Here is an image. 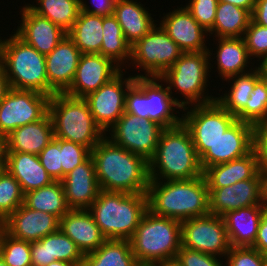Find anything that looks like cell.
Masks as SVG:
<instances>
[{"label":"cell","instance_id":"6da1fadb","mask_svg":"<svg viewBox=\"0 0 267 266\" xmlns=\"http://www.w3.org/2000/svg\"><path fill=\"white\" fill-rule=\"evenodd\" d=\"M100 190L147 193L149 163L112 142L106 135L91 150Z\"/></svg>","mask_w":267,"mask_h":266},{"label":"cell","instance_id":"7a4b0ae2","mask_svg":"<svg viewBox=\"0 0 267 266\" xmlns=\"http://www.w3.org/2000/svg\"><path fill=\"white\" fill-rule=\"evenodd\" d=\"M146 195L148 210L160 217L183 221L210 214L204 175L191 180H149Z\"/></svg>","mask_w":267,"mask_h":266},{"label":"cell","instance_id":"3957f363","mask_svg":"<svg viewBox=\"0 0 267 266\" xmlns=\"http://www.w3.org/2000/svg\"><path fill=\"white\" fill-rule=\"evenodd\" d=\"M148 163L150 180H191L203 175L200 158L183 123L163 129Z\"/></svg>","mask_w":267,"mask_h":266},{"label":"cell","instance_id":"277c9868","mask_svg":"<svg viewBox=\"0 0 267 266\" xmlns=\"http://www.w3.org/2000/svg\"><path fill=\"white\" fill-rule=\"evenodd\" d=\"M88 210L107 240H130L148 211L147 195L100 190Z\"/></svg>","mask_w":267,"mask_h":266},{"label":"cell","instance_id":"5b68a950","mask_svg":"<svg viewBox=\"0 0 267 266\" xmlns=\"http://www.w3.org/2000/svg\"><path fill=\"white\" fill-rule=\"evenodd\" d=\"M212 77L210 75L207 51L183 53L160 76L175 101L183 109L193 105L208 104L216 100V96L212 95L213 93L215 94V91L211 93L208 88V85L212 87L209 81ZM175 94H178V96ZM178 97L183 98L180 99Z\"/></svg>","mask_w":267,"mask_h":266},{"label":"cell","instance_id":"8992f818","mask_svg":"<svg viewBox=\"0 0 267 266\" xmlns=\"http://www.w3.org/2000/svg\"><path fill=\"white\" fill-rule=\"evenodd\" d=\"M130 242L139 264L174 261L181 248V221L160 217L148 210Z\"/></svg>","mask_w":267,"mask_h":266},{"label":"cell","instance_id":"52a82bcc","mask_svg":"<svg viewBox=\"0 0 267 266\" xmlns=\"http://www.w3.org/2000/svg\"><path fill=\"white\" fill-rule=\"evenodd\" d=\"M48 113L53 124L54 138L81 144L91 151L105 136L84 98L56 93L49 99Z\"/></svg>","mask_w":267,"mask_h":266},{"label":"cell","instance_id":"ba28073f","mask_svg":"<svg viewBox=\"0 0 267 266\" xmlns=\"http://www.w3.org/2000/svg\"><path fill=\"white\" fill-rule=\"evenodd\" d=\"M11 32L0 42V59L10 88L48 95L45 55Z\"/></svg>","mask_w":267,"mask_h":266},{"label":"cell","instance_id":"9c48e42d","mask_svg":"<svg viewBox=\"0 0 267 266\" xmlns=\"http://www.w3.org/2000/svg\"><path fill=\"white\" fill-rule=\"evenodd\" d=\"M179 110L183 108L160 77L136 76L126 92L125 112L154 121L164 129L182 123Z\"/></svg>","mask_w":267,"mask_h":266},{"label":"cell","instance_id":"30bf717a","mask_svg":"<svg viewBox=\"0 0 267 266\" xmlns=\"http://www.w3.org/2000/svg\"><path fill=\"white\" fill-rule=\"evenodd\" d=\"M184 52L169 37L158 23L141 39L131 46V59L125 70L139 72L134 77H160ZM132 64V65H131ZM131 66V67H130ZM128 68V69H127ZM144 73H143V72Z\"/></svg>","mask_w":267,"mask_h":266},{"label":"cell","instance_id":"8fae6325","mask_svg":"<svg viewBox=\"0 0 267 266\" xmlns=\"http://www.w3.org/2000/svg\"><path fill=\"white\" fill-rule=\"evenodd\" d=\"M182 123L188 129L200 158L236 120L216 100L184 108ZM184 113V114H183Z\"/></svg>","mask_w":267,"mask_h":266},{"label":"cell","instance_id":"7c38bea8","mask_svg":"<svg viewBox=\"0 0 267 266\" xmlns=\"http://www.w3.org/2000/svg\"><path fill=\"white\" fill-rule=\"evenodd\" d=\"M163 129L154 121L124 112L105 135L115 144L149 162L156 152Z\"/></svg>","mask_w":267,"mask_h":266},{"label":"cell","instance_id":"4fadbf2b","mask_svg":"<svg viewBox=\"0 0 267 266\" xmlns=\"http://www.w3.org/2000/svg\"><path fill=\"white\" fill-rule=\"evenodd\" d=\"M181 246L225 258L231 245L222 216L208 214L181 221Z\"/></svg>","mask_w":267,"mask_h":266},{"label":"cell","instance_id":"5bb4252c","mask_svg":"<svg viewBox=\"0 0 267 266\" xmlns=\"http://www.w3.org/2000/svg\"><path fill=\"white\" fill-rule=\"evenodd\" d=\"M49 99L35 91L10 88L0 103V137L42 119L48 113Z\"/></svg>","mask_w":267,"mask_h":266},{"label":"cell","instance_id":"9a60e30c","mask_svg":"<svg viewBox=\"0 0 267 266\" xmlns=\"http://www.w3.org/2000/svg\"><path fill=\"white\" fill-rule=\"evenodd\" d=\"M127 74L124 75V74ZM129 75V76H128ZM135 81L131 73L122 69L98 90L89 93L84 99L88 102L95 122L106 133L125 112L126 92Z\"/></svg>","mask_w":267,"mask_h":266},{"label":"cell","instance_id":"2e32d148","mask_svg":"<svg viewBox=\"0 0 267 266\" xmlns=\"http://www.w3.org/2000/svg\"><path fill=\"white\" fill-rule=\"evenodd\" d=\"M172 8L167 14L165 12L163 16L160 14V22L157 19L169 37L184 53L207 51L211 45L208 32L192 17L183 4Z\"/></svg>","mask_w":267,"mask_h":266},{"label":"cell","instance_id":"e0dca14e","mask_svg":"<svg viewBox=\"0 0 267 266\" xmlns=\"http://www.w3.org/2000/svg\"><path fill=\"white\" fill-rule=\"evenodd\" d=\"M253 150V125L235 120L200 157L203 172L213 165L242 158Z\"/></svg>","mask_w":267,"mask_h":266},{"label":"cell","instance_id":"ac0fdd59","mask_svg":"<svg viewBox=\"0 0 267 266\" xmlns=\"http://www.w3.org/2000/svg\"><path fill=\"white\" fill-rule=\"evenodd\" d=\"M211 41L216 44L214 45L216 47L214 49L208 47L207 50L210 73L212 72L211 75H213V71L217 72L218 75L215 78H220L222 84L225 83L224 80L250 72L256 67L248 55L243 37L213 38ZM214 59L216 60L213 61Z\"/></svg>","mask_w":267,"mask_h":266},{"label":"cell","instance_id":"d6986e66","mask_svg":"<svg viewBox=\"0 0 267 266\" xmlns=\"http://www.w3.org/2000/svg\"><path fill=\"white\" fill-rule=\"evenodd\" d=\"M122 68L112 59L98 53L82 54L66 95L84 98L115 77Z\"/></svg>","mask_w":267,"mask_h":266},{"label":"cell","instance_id":"ffe728a7","mask_svg":"<svg viewBox=\"0 0 267 266\" xmlns=\"http://www.w3.org/2000/svg\"><path fill=\"white\" fill-rule=\"evenodd\" d=\"M20 20L12 31L40 54L48 55L67 35L62 28L33 12L26 4L20 6ZM20 25V26H19Z\"/></svg>","mask_w":267,"mask_h":266},{"label":"cell","instance_id":"44dd1931","mask_svg":"<svg viewBox=\"0 0 267 266\" xmlns=\"http://www.w3.org/2000/svg\"><path fill=\"white\" fill-rule=\"evenodd\" d=\"M82 53L73 40L66 35L45 56L48 79V96L65 93L71 86Z\"/></svg>","mask_w":267,"mask_h":266},{"label":"cell","instance_id":"7402d4cb","mask_svg":"<svg viewBox=\"0 0 267 266\" xmlns=\"http://www.w3.org/2000/svg\"><path fill=\"white\" fill-rule=\"evenodd\" d=\"M59 224L57 216L30 209L24 203L1 223L7 234L28 242L38 241L56 232Z\"/></svg>","mask_w":267,"mask_h":266},{"label":"cell","instance_id":"603a6c76","mask_svg":"<svg viewBox=\"0 0 267 266\" xmlns=\"http://www.w3.org/2000/svg\"><path fill=\"white\" fill-rule=\"evenodd\" d=\"M209 189V212L223 216L225 213L252 205H261L260 176L246 179L231 186Z\"/></svg>","mask_w":267,"mask_h":266},{"label":"cell","instance_id":"cb8c5ba5","mask_svg":"<svg viewBox=\"0 0 267 266\" xmlns=\"http://www.w3.org/2000/svg\"><path fill=\"white\" fill-rule=\"evenodd\" d=\"M61 182L70 209H89L100 192L92 156L65 175Z\"/></svg>","mask_w":267,"mask_h":266},{"label":"cell","instance_id":"d4e9b609","mask_svg":"<svg viewBox=\"0 0 267 266\" xmlns=\"http://www.w3.org/2000/svg\"><path fill=\"white\" fill-rule=\"evenodd\" d=\"M32 266H47L56 260L82 265L84 254L60 229L30 242Z\"/></svg>","mask_w":267,"mask_h":266},{"label":"cell","instance_id":"484cf974","mask_svg":"<svg viewBox=\"0 0 267 266\" xmlns=\"http://www.w3.org/2000/svg\"><path fill=\"white\" fill-rule=\"evenodd\" d=\"M59 229L83 254L97 250L107 240L88 209H70L60 218Z\"/></svg>","mask_w":267,"mask_h":266},{"label":"cell","instance_id":"4316f807","mask_svg":"<svg viewBox=\"0 0 267 266\" xmlns=\"http://www.w3.org/2000/svg\"><path fill=\"white\" fill-rule=\"evenodd\" d=\"M54 138L49 113L42 119L18 127L4 138L5 152H22L38 155Z\"/></svg>","mask_w":267,"mask_h":266},{"label":"cell","instance_id":"83f0119b","mask_svg":"<svg viewBox=\"0 0 267 266\" xmlns=\"http://www.w3.org/2000/svg\"><path fill=\"white\" fill-rule=\"evenodd\" d=\"M4 169L19 182L24 194L54 182L36 154L4 152Z\"/></svg>","mask_w":267,"mask_h":266},{"label":"cell","instance_id":"f1b7e54d","mask_svg":"<svg viewBox=\"0 0 267 266\" xmlns=\"http://www.w3.org/2000/svg\"><path fill=\"white\" fill-rule=\"evenodd\" d=\"M148 9V10H147ZM138 0H117L113 15L122 28L125 39L132 46L137 40L143 38L156 24L154 14ZM153 16V17H152Z\"/></svg>","mask_w":267,"mask_h":266},{"label":"cell","instance_id":"f546056e","mask_svg":"<svg viewBox=\"0 0 267 266\" xmlns=\"http://www.w3.org/2000/svg\"><path fill=\"white\" fill-rule=\"evenodd\" d=\"M259 162L254 150L246 156L208 167L203 175L208 188H222L259 175Z\"/></svg>","mask_w":267,"mask_h":266},{"label":"cell","instance_id":"4dcf8cb0","mask_svg":"<svg viewBox=\"0 0 267 266\" xmlns=\"http://www.w3.org/2000/svg\"><path fill=\"white\" fill-rule=\"evenodd\" d=\"M263 208L261 205H252L222 216L232 247L253 246Z\"/></svg>","mask_w":267,"mask_h":266},{"label":"cell","instance_id":"1f68e13d","mask_svg":"<svg viewBox=\"0 0 267 266\" xmlns=\"http://www.w3.org/2000/svg\"><path fill=\"white\" fill-rule=\"evenodd\" d=\"M261 77V69L258 65H256V67L250 72L232 76L224 80L226 82L225 84H228V88L222 86L218 90L220 93L222 92V95L218 93V95L216 96V101L230 114L236 116L246 106L255 83ZM223 88L224 91L222 90ZM225 88L227 90H225Z\"/></svg>","mask_w":267,"mask_h":266},{"label":"cell","instance_id":"d6a6232c","mask_svg":"<svg viewBox=\"0 0 267 266\" xmlns=\"http://www.w3.org/2000/svg\"><path fill=\"white\" fill-rule=\"evenodd\" d=\"M67 35L82 54H100L103 38V16L80 11Z\"/></svg>","mask_w":267,"mask_h":266},{"label":"cell","instance_id":"836d02e7","mask_svg":"<svg viewBox=\"0 0 267 266\" xmlns=\"http://www.w3.org/2000/svg\"><path fill=\"white\" fill-rule=\"evenodd\" d=\"M130 240H106L97 250L84 254L81 266H138Z\"/></svg>","mask_w":267,"mask_h":266},{"label":"cell","instance_id":"e575fe53","mask_svg":"<svg viewBox=\"0 0 267 266\" xmlns=\"http://www.w3.org/2000/svg\"><path fill=\"white\" fill-rule=\"evenodd\" d=\"M250 20L248 10L218 1L215 22L208 34L213 38L243 37Z\"/></svg>","mask_w":267,"mask_h":266},{"label":"cell","instance_id":"d590c367","mask_svg":"<svg viewBox=\"0 0 267 266\" xmlns=\"http://www.w3.org/2000/svg\"><path fill=\"white\" fill-rule=\"evenodd\" d=\"M100 54L112 59L122 69L129 65L131 59V45L125 39L122 28L113 14L103 17Z\"/></svg>","mask_w":267,"mask_h":266},{"label":"cell","instance_id":"8d00e7d4","mask_svg":"<svg viewBox=\"0 0 267 266\" xmlns=\"http://www.w3.org/2000/svg\"><path fill=\"white\" fill-rule=\"evenodd\" d=\"M24 204L30 209L51 213L59 219L70 210L61 181L25 193Z\"/></svg>","mask_w":267,"mask_h":266},{"label":"cell","instance_id":"74e56055","mask_svg":"<svg viewBox=\"0 0 267 266\" xmlns=\"http://www.w3.org/2000/svg\"><path fill=\"white\" fill-rule=\"evenodd\" d=\"M34 2L35 5H34ZM25 4L36 14L69 32L80 12V0H34Z\"/></svg>","mask_w":267,"mask_h":266},{"label":"cell","instance_id":"f35d334b","mask_svg":"<svg viewBox=\"0 0 267 266\" xmlns=\"http://www.w3.org/2000/svg\"><path fill=\"white\" fill-rule=\"evenodd\" d=\"M24 195L19 182L6 169H3L0 172L1 223L24 203Z\"/></svg>","mask_w":267,"mask_h":266},{"label":"cell","instance_id":"ab89813d","mask_svg":"<svg viewBox=\"0 0 267 266\" xmlns=\"http://www.w3.org/2000/svg\"><path fill=\"white\" fill-rule=\"evenodd\" d=\"M236 119L251 125L267 120V83L263 77L255 83L246 106Z\"/></svg>","mask_w":267,"mask_h":266},{"label":"cell","instance_id":"60d3db41","mask_svg":"<svg viewBox=\"0 0 267 266\" xmlns=\"http://www.w3.org/2000/svg\"><path fill=\"white\" fill-rule=\"evenodd\" d=\"M0 257L7 266H31L30 242L16 239L1 229Z\"/></svg>","mask_w":267,"mask_h":266},{"label":"cell","instance_id":"b9f144b4","mask_svg":"<svg viewBox=\"0 0 267 266\" xmlns=\"http://www.w3.org/2000/svg\"><path fill=\"white\" fill-rule=\"evenodd\" d=\"M243 39L249 57L254 63L257 61L256 65H258L267 57V27L258 25L251 19Z\"/></svg>","mask_w":267,"mask_h":266},{"label":"cell","instance_id":"7bdbcfd3","mask_svg":"<svg viewBox=\"0 0 267 266\" xmlns=\"http://www.w3.org/2000/svg\"><path fill=\"white\" fill-rule=\"evenodd\" d=\"M60 151L62 179L91 155L87 147L64 139H60Z\"/></svg>","mask_w":267,"mask_h":266},{"label":"cell","instance_id":"ee69618b","mask_svg":"<svg viewBox=\"0 0 267 266\" xmlns=\"http://www.w3.org/2000/svg\"><path fill=\"white\" fill-rule=\"evenodd\" d=\"M267 256L252 246L232 247L225 257L226 266H265Z\"/></svg>","mask_w":267,"mask_h":266},{"label":"cell","instance_id":"f6af8a7d","mask_svg":"<svg viewBox=\"0 0 267 266\" xmlns=\"http://www.w3.org/2000/svg\"><path fill=\"white\" fill-rule=\"evenodd\" d=\"M184 6L192 17L209 32L215 22L218 0H187Z\"/></svg>","mask_w":267,"mask_h":266},{"label":"cell","instance_id":"bcb514c9","mask_svg":"<svg viewBox=\"0 0 267 266\" xmlns=\"http://www.w3.org/2000/svg\"><path fill=\"white\" fill-rule=\"evenodd\" d=\"M38 158L46 172L54 181L62 180V164L59 138H53L52 141L38 154Z\"/></svg>","mask_w":267,"mask_h":266},{"label":"cell","instance_id":"7dc6e473","mask_svg":"<svg viewBox=\"0 0 267 266\" xmlns=\"http://www.w3.org/2000/svg\"><path fill=\"white\" fill-rule=\"evenodd\" d=\"M225 258L205 254L197 250L182 247L176 254L174 262L179 266H226Z\"/></svg>","mask_w":267,"mask_h":266},{"label":"cell","instance_id":"c3c4849f","mask_svg":"<svg viewBox=\"0 0 267 266\" xmlns=\"http://www.w3.org/2000/svg\"><path fill=\"white\" fill-rule=\"evenodd\" d=\"M253 150L260 169H267V120L253 125Z\"/></svg>","mask_w":267,"mask_h":266},{"label":"cell","instance_id":"681fc988","mask_svg":"<svg viewBox=\"0 0 267 266\" xmlns=\"http://www.w3.org/2000/svg\"><path fill=\"white\" fill-rule=\"evenodd\" d=\"M117 0H80V11L86 12L88 14L99 15V16H110L113 14L114 5Z\"/></svg>","mask_w":267,"mask_h":266},{"label":"cell","instance_id":"f907efd6","mask_svg":"<svg viewBox=\"0 0 267 266\" xmlns=\"http://www.w3.org/2000/svg\"><path fill=\"white\" fill-rule=\"evenodd\" d=\"M252 247L267 256V208H263L257 236Z\"/></svg>","mask_w":267,"mask_h":266},{"label":"cell","instance_id":"816d5d0a","mask_svg":"<svg viewBox=\"0 0 267 266\" xmlns=\"http://www.w3.org/2000/svg\"><path fill=\"white\" fill-rule=\"evenodd\" d=\"M251 19L263 27H267V0H256Z\"/></svg>","mask_w":267,"mask_h":266},{"label":"cell","instance_id":"f5cc1de1","mask_svg":"<svg viewBox=\"0 0 267 266\" xmlns=\"http://www.w3.org/2000/svg\"><path fill=\"white\" fill-rule=\"evenodd\" d=\"M261 188V206L267 208V169L259 170Z\"/></svg>","mask_w":267,"mask_h":266},{"label":"cell","instance_id":"db71d44e","mask_svg":"<svg viewBox=\"0 0 267 266\" xmlns=\"http://www.w3.org/2000/svg\"><path fill=\"white\" fill-rule=\"evenodd\" d=\"M9 89H10V86H9L8 79L5 73V68H4L2 60L0 59V103L4 99V96L6 95Z\"/></svg>","mask_w":267,"mask_h":266},{"label":"cell","instance_id":"11a10c76","mask_svg":"<svg viewBox=\"0 0 267 266\" xmlns=\"http://www.w3.org/2000/svg\"><path fill=\"white\" fill-rule=\"evenodd\" d=\"M220 2L230 3L242 9L248 10L251 14L254 10L256 0H218Z\"/></svg>","mask_w":267,"mask_h":266},{"label":"cell","instance_id":"9f6ffc18","mask_svg":"<svg viewBox=\"0 0 267 266\" xmlns=\"http://www.w3.org/2000/svg\"><path fill=\"white\" fill-rule=\"evenodd\" d=\"M4 152H5L4 138L0 137V167H4Z\"/></svg>","mask_w":267,"mask_h":266},{"label":"cell","instance_id":"6f0895ef","mask_svg":"<svg viewBox=\"0 0 267 266\" xmlns=\"http://www.w3.org/2000/svg\"><path fill=\"white\" fill-rule=\"evenodd\" d=\"M47 266H77V265L74 264V263H70V262H64V261H58V260H56L54 262H51Z\"/></svg>","mask_w":267,"mask_h":266},{"label":"cell","instance_id":"680465c9","mask_svg":"<svg viewBox=\"0 0 267 266\" xmlns=\"http://www.w3.org/2000/svg\"><path fill=\"white\" fill-rule=\"evenodd\" d=\"M258 66L261 69L262 76H267V57Z\"/></svg>","mask_w":267,"mask_h":266},{"label":"cell","instance_id":"91938a15","mask_svg":"<svg viewBox=\"0 0 267 266\" xmlns=\"http://www.w3.org/2000/svg\"><path fill=\"white\" fill-rule=\"evenodd\" d=\"M159 266H179V265L174 261H169L165 263H159Z\"/></svg>","mask_w":267,"mask_h":266},{"label":"cell","instance_id":"94428289","mask_svg":"<svg viewBox=\"0 0 267 266\" xmlns=\"http://www.w3.org/2000/svg\"><path fill=\"white\" fill-rule=\"evenodd\" d=\"M138 266H159V264H139Z\"/></svg>","mask_w":267,"mask_h":266},{"label":"cell","instance_id":"6125c7cd","mask_svg":"<svg viewBox=\"0 0 267 266\" xmlns=\"http://www.w3.org/2000/svg\"><path fill=\"white\" fill-rule=\"evenodd\" d=\"M0 266H7L6 263L0 257Z\"/></svg>","mask_w":267,"mask_h":266},{"label":"cell","instance_id":"be15d7a7","mask_svg":"<svg viewBox=\"0 0 267 266\" xmlns=\"http://www.w3.org/2000/svg\"><path fill=\"white\" fill-rule=\"evenodd\" d=\"M265 80H266V83H267V76H262Z\"/></svg>","mask_w":267,"mask_h":266}]
</instances>
